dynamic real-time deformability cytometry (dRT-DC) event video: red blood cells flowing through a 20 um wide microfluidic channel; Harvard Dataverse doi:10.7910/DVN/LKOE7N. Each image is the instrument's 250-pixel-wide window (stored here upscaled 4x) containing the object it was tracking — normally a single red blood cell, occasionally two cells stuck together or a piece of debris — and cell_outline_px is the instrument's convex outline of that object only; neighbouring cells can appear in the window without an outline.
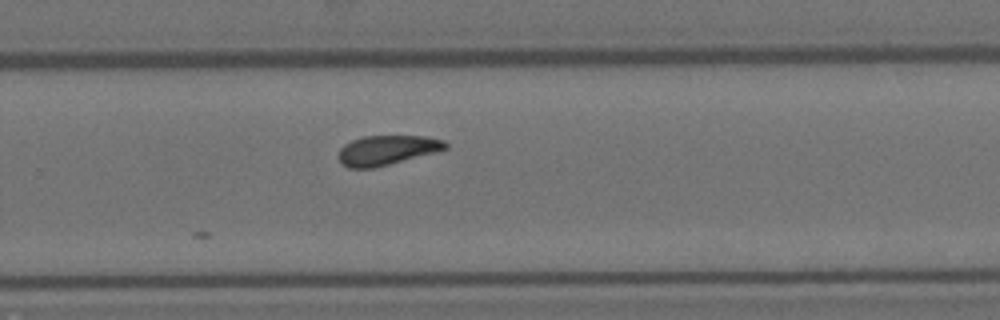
{"species": "Egyptian fruit bat (a non-hibernating species)", "species_latin": "Rousettus aegyptiacus", "temperature_condition": "room temperature", "stored_images_in_passage": 11, "camera_frame_rate_fps": 3000, "um_per_image_px": 0.085, "animal": {"sex": "female"}, "frame": {"image": 1, "passage_image": 11, "time_ms": 12.333, "image_size_px": [1000, 320], "cell_outline_px": [[448, 148], [388, 164], [372, 168], [348, 168], [340, 164], [336, 156], [340, 148], [344, 144], [352, 140], [364, 136], [424, 136], [444, 140], [448, 144]], "centroid_in_image_um": [32.81, 12.76], "position_along_channel_um": 297.0, "area_um2": 18.38}}